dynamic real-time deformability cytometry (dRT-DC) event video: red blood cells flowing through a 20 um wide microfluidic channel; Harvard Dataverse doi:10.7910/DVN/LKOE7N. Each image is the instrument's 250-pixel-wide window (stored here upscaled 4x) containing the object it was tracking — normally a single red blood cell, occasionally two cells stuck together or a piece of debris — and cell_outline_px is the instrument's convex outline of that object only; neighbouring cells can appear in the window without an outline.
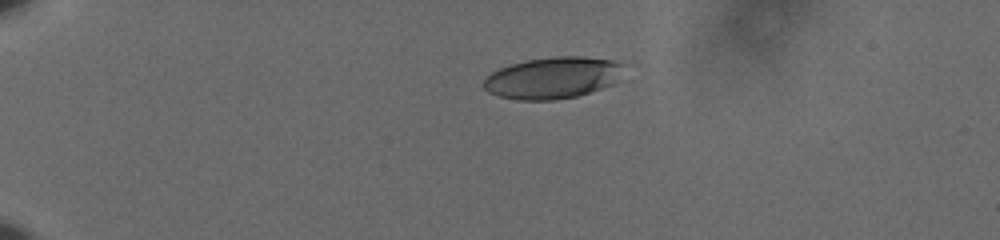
{"species": "human", "species_latin": "Homo sapiens", "temperature_condition": "cold", "stored_images_in_passage": 45, "camera_frame_rate_fps": 3000, "um_per_image_px": 0.085, "donor": {"sex": "male"}, "frame": {"image": 1, "passage_image": 1, "time_ms": 0.0, "image_size_px": [1000, 240], "cell_outline_px": [[628, 64], [612, 84], [576, 96], [556, 100], [516, 100], [500, 96], [488, 92], [484, 88], [484, 80], [492, 72], [500, 68], [512, 64], [528, 60], [552, 56], [584, 56], [612, 60]], "centroid_in_image_um": [47.0, 6.6], "position_along_channel_um": 38.0, "area_um2": 33.87}}
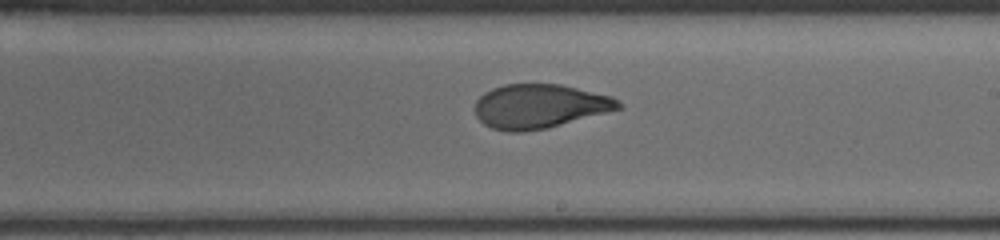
{"frame": {"image": 2, "passage_image": 24, "time_ms": 7.667, "image_size_px": [1000, 240], "cell_outline_px": [[624, 108], [548, 128], [524, 132], [508, 132], [492, 128], [484, 124], [476, 116], [476, 100], [484, 92], [492, 88], [504, 84], [560, 84], [612, 96]], "centroid_in_image_um": [45.86, 9.04], "position_along_channel_um": 243.1, "area_um2": 36.99}}
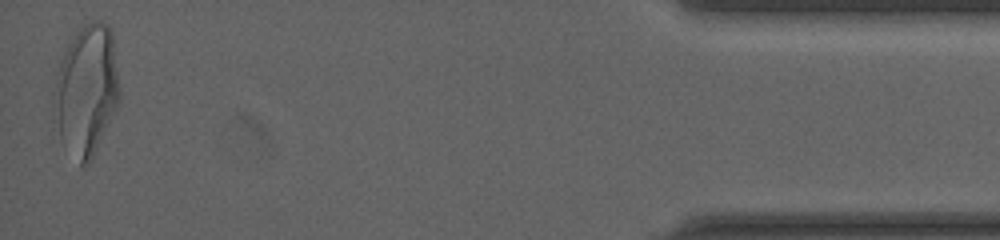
{"frame": {"image": 3, "passage_image": 45, "time_ms": 14.667, "image_size_px": [1000, 240], "cell_outline_px": [[120, 100], [88, 164], [80, 164], [60, 140], [52, 100], [52, 92], [56, 76], [64, 52], [68, 44], [80, 28], [84, 24], [92, 20], [100, 20], [108, 24], [112, 32], [120, 92]], "centroid_in_image_um": [7.34, 7.62], "position_along_channel_um": 427.9, "area_um2": 49.42}, "authors_computed_cell_mechanics": {"area_um2": 37.3388, "velocity_mm_per_s": 3.6242, "shape_relaxation_time_tau1_ms": 5.9783, "shape_relaxation_time_tau2_ms": 1.4159, "deformation_change_tau1": 0.2111, "deformation_change_tau2": 0.0773}}